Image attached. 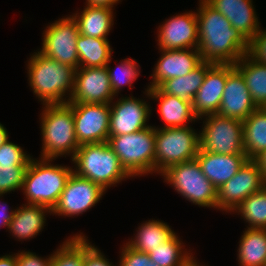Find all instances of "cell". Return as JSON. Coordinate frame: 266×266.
<instances>
[{"label":"cell","instance_id":"cell-1","mask_svg":"<svg viewBox=\"0 0 266 266\" xmlns=\"http://www.w3.org/2000/svg\"><path fill=\"white\" fill-rule=\"evenodd\" d=\"M195 11L198 23V51L204 62L236 64L248 52V42L219 12L205 0Z\"/></svg>","mask_w":266,"mask_h":266},{"label":"cell","instance_id":"cell-2","mask_svg":"<svg viewBox=\"0 0 266 266\" xmlns=\"http://www.w3.org/2000/svg\"><path fill=\"white\" fill-rule=\"evenodd\" d=\"M28 84L42 105L68 103L76 69L34 52L27 61Z\"/></svg>","mask_w":266,"mask_h":266},{"label":"cell","instance_id":"cell-3","mask_svg":"<svg viewBox=\"0 0 266 266\" xmlns=\"http://www.w3.org/2000/svg\"><path fill=\"white\" fill-rule=\"evenodd\" d=\"M42 149L39 158L74 157L79 143L75 135L72 103L43 105L40 113Z\"/></svg>","mask_w":266,"mask_h":266},{"label":"cell","instance_id":"cell-4","mask_svg":"<svg viewBox=\"0 0 266 266\" xmlns=\"http://www.w3.org/2000/svg\"><path fill=\"white\" fill-rule=\"evenodd\" d=\"M37 159L30 160L21 191L26 197V204L53 209L73 173V167L54 164V159Z\"/></svg>","mask_w":266,"mask_h":266},{"label":"cell","instance_id":"cell-5","mask_svg":"<svg viewBox=\"0 0 266 266\" xmlns=\"http://www.w3.org/2000/svg\"><path fill=\"white\" fill-rule=\"evenodd\" d=\"M71 161L77 176L91 180L105 191L132 178L108 142L80 145Z\"/></svg>","mask_w":266,"mask_h":266},{"label":"cell","instance_id":"cell-6","mask_svg":"<svg viewBox=\"0 0 266 266\" xmlns=\"http://www.w3.org/2000/svg\"><path fill=\"white\" fill-rule=\"evenodd\" d=\"M108 144L133 178L155 174V127L132 134L109 136Z\"/></svg>","mask_w":266,"mask_h":266},{"label":"cell","instance_id":"cell-7","mask_svg":"<svg viewBox=\"0 0 266 266\" xmlns=\"http://www.w3.org/2000/svg\"><path fill=\"white\" fill-rule=\"evenodd\" d=\"M160 176L192 204L217 209L218 190L203 174L196 159L172 165Z\"/></svg>","mask_w":266,"mask_h":266},{"label":"cell","instance_id":"cell-8","mask_svg":"<svg viewBox=\"0 0 266 266\" xmlns=\"http://www.w3.org/2000/svg\"><path fill=\"white\" fill-rule=\"evenodd\" d=\"M200 149L199 132L190 126L155 128V173L194 160Z\"/></svg>","mask_w":266,"mask_h":266},{"label":"cell","instance_id":"cell-9","mask_svg":"<svg viewBox=\"0 0 266 266\" xmlns=\"http://www.w3.org/2000/svg\"><path fill=\"white\" fill-rule=\"evenodd\" d=\"M199 130L200 148L216 154H245L243 122L219 114L204 116Z\"/></svg>","mask_w":266,"mask_h":266},{"label":"cell","instance_id":"cell-10","mask_svg":"<svg viewBox=\"0 0 266 266\" xmlns=\"http://www.w3.org/2000/svg\"><path fill=\"white\" fill-rule=\"evenodd\" d=\"M46 26L42 33L41 48L38 51L76 70L79 68L77 39L79 29L72 15L63 16Z\"/></svg>","mask_w":266,"mask_h":266},{"label":"cell","instance_id":"cell-11","mask_svg":"<svg viewBox=\"0 0 266 266\" xmlns=\"http://www.w3.org/2000/svg\"><path fill=\"white\" fill-rule=\"evenodd\" d=\"M259 164L248 159L239 171L217 192V210L232 213L249 195L257 193L265 186Z\"/></svg>","mask_w":266,"mask_h":266},{"label":"cell","instance_id":"cell-12","mask_svg":"<svg viewBox=\"0 0 266 266\" xmlns=\"http://www.w3.org/2000/svg\"><path fill=\"white\" fill-rule=\"evenodd\" d=\"M105 192L107 191L100 185L77 176L73 172L60 194L57 204L52 209V215L61 217L82 215L102 200Z\"/></svg>","mask_w":266,"mask_h":266},{"label":"cell","instance_id":"cell-13","mask_svg":"<svg viewBox=\"0 0 266 266\" xmlns=\"http://www.w3.org/2000/svg\"><path fill=\"white\" fill-rule=\"evenodd\" d=\"M72 112L79 145L108 142L110 104L72 103Z\"/></svg>","mask_w":266,"mask_h":266},{"label":"cell","instance_id":"cell-14","mask_svg":"<svg viewBox=\"0 0 266 266\" xmlns=\"http://www.w3.org/2000/svg\"><path fill=\"white\" fill-rule=\"evenodd\" d=\"M145 100L132 94L114 99L110 103L109 136L132 134L151 126L147 123L153 109Z\"/></svg>","mask_w":266,"mask_h":266},{"label":"cell","instance_id":"cell-15","mask_svg":"<svg viewBox=\"0 0 266 266\" xmlns=\"http://www.w3.org/2000/svg\"><path fill=\"white\" fill-rule=\"evenodd\" d=\"M158 50L197 49L198 23L195 11H185L165 19L157 28Z\"/></svg>","mask_w":266,"mask_h":266},{"label":"cell","instance_id":"cell-16","mask_svg":"<svg viewBox=\"0 0 266 266\" xmlns=\"http://www.w3.org/2000/svg\"><path fill=\"white\" fill-rule=\"evenodd\" d=\"M115 98L106 66L76 70L69 103L110 104Z\"/></svg>","mask_w":266,"mask_h":266},{"label":"cell","instance_id":"cell-17","mask_svg":"<svg viewBox=\"0 0 266 266\" xmlns=\"http://www.w3.org/2000/svg\"><path fill=\"white\" fill-rule=\"evenodd\" d=\"M257 108L241 73L233 64H227V80L217 114L243 122Z\"/></svg>","mask_w":266,"mask_h":266},{"label":"cell","instance_id":"cell-18","mask_svg":"<svg viewBox=\"0 0 266 266\" xmlns=\"http://www.w3.org/2000/svg\"><path fill=\"white\" fill-rule=\"evenodd\" d=\"M159 51L161 56L153 68L147 88L159 87L165 80L185 76L203 62L198 49Z\"/></svg>","mask_w":266,"mask_h":266},{"label":"cell","instance_id":"cell-19","mask_svg":"<svg viewBox=\"0 0 266 266\" xmlns=\"http://www.w3.org/2000/svg\"><path fill=\"white\" fill-rule=\"evenodd\" d=\"M227 80V64H214L192 100L193 112L200 119L218 113Z\"/></svg>","mask_w":266,"mask_h":266},{"label":"cell","instance_id":"cell-20","mask_svg":"<svg viewBox=\"0 0 266 266\" xmlns=\"http://www.w3.org/2000/svg\"><path fill=\"white\" fill-rule=\"evenodd\" d=\"M212 8L219 11L249 42L262 26L253 0H205Z\"/></svg>","mask_w":266,"mask_h":266},{"label":"cell","instance_id":"cell-21","mask_svg":"<svg viewBox=\"0 0 266 266\" xmlns=\"http://www.w3.org/2000/svg\"><path fill=\"white\" fill-rule=\"evenodd\" d=\"M150 100L158 102L160 119L164 121V126L155 128H179L187 127L189 124L199 121L193 112L192 102H187L176 96L163 93L158 87L146 88L143 92ZM191 122V123H190Z\"/></svg>","mask_w":266,"mask_h":266},{"label":"cell","instance_id":"cell-22","mask_svg":"<svg viewBox=\"0 0 266 266\" xmlns=\"http://www.w3.org/2000/svg\"><path fill=\"white\" fill-rule=\"evenodd\" d=\"M195 159L203 174L218 190L239 171L248 157L246 154H216L200 148Z\"/></svg>","mask_w":266,"mask_h":266},{"label":"cell","instance_id":"cell-23","mask_svg":"<svg viewBox=\"0 0 266 266\" xmlns=\"http://www.w3.org/2000/svg\"><path fill=\"white\" fill-rule=\"evenodd\" d=\"M47 214L52 215V209L47 206L24 203L16 207L13 219L6 231L18 241L35 238L43 231Z\"/></svg>","mask_w":266,"mask_h":266},{"label":"cell","instance_id":"cell-24","mask_svg":"<svg viewBox=\"0 0 266 266\" xmlns=\"http://www.w3.org/2000/svg\"><path fill=\"white\" fill-rule=\"evenodd\" d=\"M83 10L72 14L81 35L108 39L114 25V11L108 7L83 6Z\"/></svg>","mask_w":266,"mask_h":266},{"label":"cell","instance_id":"cell-25","mask_svg":"<svg viewBox=\"0 0 266 266\" xmlns=\"http://www.w3.org/2000/svg\"><path fill=\"white\" fill-rule=\"evenodd\" d=\"M171 227L162 220H155L154 218L146 220L136 228L134 237L128 239L126 244L138 252L148 254L160 244L167 242L176 233Z\"/></svg>","mask_w":266,"mask_h":266},{"label":"cell","instance_id":"cell-26","mask_svg":"<svg viewBox=\"0 0 266 266\" xmlns=\"http://www.w3.org/2000/svg\"><path fill=\"white\" fill-rule=\"evenodd\" d=\"M238 243L239 266H264L266 264V229L245 228Z\"/></svg>","mask_w":266,"mask_h":266},{"label":"cell","instance_id":"cell-27","mask_svg":"<svg viewBox=\"0 0 266 266\" xmlns=\"http://www.w3.org/2000/svg\"><path fill=\"white\" fill-rule=\"evenodd\" d=\"M243 144L248 159H256L266 150V108L255 109L243 121Z\"/></svg>","mask_w":266,"mask_h":266},{"label":"cell","instance_id":"cell-28","mask_svg":"<svg viewBox=\"0 0 266 266\" xmlns=\"http://www.w3.org/2000/svg\"><path fill=\"white\" fill-rule=\"evenodd\" d=\"M234 67L243 76L256 106L266 108V65L246 54L234 64Z\"/></svg>","mask_w":266,"mask_h":266},{"label":"cell","instance_id":"cell-29","mask_svg":"<svg viewBox=\"0 0 266 266\" xmlns=\"http://www.w3.org/2000/svg\"><path fill=\"white\" fill-rule=\"evenodd\" d=\"M214 64L202 62L198 67L185 76L165 80L158 88L172 96L187 102H192L200 86L203 84L206 72Z\"/></svg>","mask_w":266,"mask_h":266},{"label":"cell","instance_id":"cell-30","mask_svg":"<svg viewBox=\"0 0 266 266\" xmlns=\"http://www.w3.org/2000/svg\"><path fill=\"white\" fill-rule=\"evenodd\" d=\"M79 67H103L112 57L113 48L108 39L79 34L77 39Z\"/></svg>","mask_w":266,"mask_h":266},{"label":"cell","instance_id":"cell-31","mask_svg":"<svg viewBox=\"0 0 266 266\" xmlns=\"http://www.w3.org/2000/svg\"><path fill=\"white\" fill-rule=\"evenodd\" d=\"M175 233L167 242L149 252L150 260L159 266H192L197 260ZM191 252V253H190Z\"/></svg>","mask_w":266,"mask_h":266},{"label":"cell","instance_id":"cell-32","mask_svg":"<svg viewBox=\"0 0 266 266\" xmlns=\"http://www.w3.org/2000/svg\"><path fill=\"white\" fill-rule=\"evenodd\" d=\"M240 214L246 228L266 229V185L249 195L231 214Z\"/></svg>","mask_w":266,"mask_h":266},{"label":"cell","instance_id":"cell-33","mask_svg":"<svg viewBox=\"0 0 266 266\" xmlns=\"http://www.w3.org/2000/svg\"><path fill=\"white\" fill-rule=\"evenodd\" d=\"M58 248V249H57ZM52 253L51 266H83L84 234L66 238Z\"/></svg>","mask_w":266,"mask_h":266},{"label":"cell","instance_id":"cell-34","mask_svg":"<svg viewBox=\"0 0 266 266\" xmlns=\"http://www.w3.org/2000/svg\"><path fill=\"white\" fill-rule=\"evenodd\" d=\"M112 58L107 63L110 85L115 96L121 93L124 86H128L132 89L133 82L136 81L141 71L137 61L132 58H125L120 61L117 67L111 68L110 63Z\"/></svg>","mask_w":266,"mask_h":266},{"label":"cell","instance_id":"cell-35","mask_svg":"<svg viewBox=\"0 0 266 266\" xmlns=\"http://www.w3.org/2000/svg\"><path fill=\"white\" fill-rule=\"evenodd\" d=\"M29 164H0V194L21 190Z\"/></svg>","mask_w":266,"mask_h":266},{"label":"cell","instance_id":"cell-36","mask_svg":"<svg viewBox=\"0 0 266 266\" xmlns=\"http://www.w3.org/2000/svg\"><path fill=\"white\" fill-rule=\"evenodd\" d=\"M32 158L21 146L10 142V139L0 146V164H29Z\"/></svg>","mask_w":266,"mask_h":266},{"label":"cell","instance_id":"cell-37","mask_svg":"<svg viewBox=\"0 0 266 266\" xmlns=\"http://www.w3.org/2000/svg\"><path fill=\"white\" fill-rule=\"evenodd\" d=\"M121 245L120 248V260L118 266H159L150 260L149 254L138 252L126 243Z\"/></svg>","mask_w":266,"mask_h":266},{"label":"cell","instance_id":"cell-38","mask_svg":"<svg viewBox=\"0 0 266 266\" xmlns=\"http://www.w3.org/2000/svg\"><path fill=\"white\" fill-rule=\"evenodd\" d=\"M84 235V262L83 266H118L107 259L103 252Z\"/></svg>","mask_w":266,"mask_h":266},{"label":"cell","instance_id":"cell-39","mask_svg":"<svg viewBox=\"0 0 266 266\" xmlns=\"http://www.w3.org/2000/svg\"><path fill=\"white\" fill-rule=\"evenodd\" d=\"M247 54L266 65V29L260 28L259 32L248 42Z\"/></svg>","mask_w":266,"mask_h":266},{"label":"cell","instance_id":"cell-40","mask_svg":"<svg viewBox=\"0 0 266 266\" xmlns=\"http://www.w3.org/2000/svg\"><path fill=\"white\" fill-rule=\"evenodd\" d=\"M17 266H51L52 254L45 257H40L35 252L18 251L16 253Z\"/></svg>","mask_w":266,"mask_h":266},{"label":"cell","instance_id":"cell-41","mask_svg":"<svg viewBox=\"0 0 266 266\" xmlns=\"http://www.w3.org/2000/svg\"><path fill=\"white\" fill-rule=\"evenodd\" d=\"M4 194H0V199L3 197ZM16 208H9L7 207V202H1L0 201V228L4 227L5 229L8 230L9 228V223L13 219V214L15 213Z\"/></svg>","mask_w":266,"mask_h":266},{"label":"cell","instance_id":"cell-42","mask_svg":"<svg viewBox=\"0 0 266 266\" xmlns=\"http://www.w3.org/2000/svg\"><path fill=\"white\" fill-rule=\"evenodd\" d=\"M86 6L108 7L114 9L115 5L122 0H85Z\"/></svg>","mask_w":266,"mask_h":266},{"label":"cell","instance_id":"cell-43","mask_svg":"<svg viewBox=\"0 0 266 266\" xmlns=\"http://www.w3.org/2000/svg\"><path fill=\"white\" fill-rule=\"evenodd\" d=\"M0 266H17L16 253L0 256Z\"/></svg>","mask_w":266,"mask_h":266},{"label":"cell","instance_id":"cell-44","mask_svg":"<svg viewBox=\"0 0 266 266\" xmlns=\"http://www.w3.org/2000/svg\"><path fill=\"white\" fill-rule=\"evenodd\" d=\"M255 160L259 164L266 184V150L262 154H260Z\"/></svg>","mask_w":266,"mask_h":266},{"label":"cell","instance_id":"cell-45","mask_svg":"<svg viewBox=\"0 0 266 266\" xmlns=\"http://www.w3.org/2000/svg\"><path fill=\"white\" fill-rule=\"evenodd\" d=\"M9 139L10 138H9L7 128H5V126L0 123V146H2Z\"/></svg>","mask_w":266,"mask_h":266},{"label":"cell","instance_id":"cell-46","mask_svg":"<svg viewBox=\"0 0 266 266\" xmlns=\"http://www.w3.org/2000/svg\"><path fill=\"white\" fill-rule=\"evenodd\" d=\"M192 266H207V265H202L201 263H198V261H196Z\"/></svg>","mask_w":266,"mask_h":266}]
</instances>
